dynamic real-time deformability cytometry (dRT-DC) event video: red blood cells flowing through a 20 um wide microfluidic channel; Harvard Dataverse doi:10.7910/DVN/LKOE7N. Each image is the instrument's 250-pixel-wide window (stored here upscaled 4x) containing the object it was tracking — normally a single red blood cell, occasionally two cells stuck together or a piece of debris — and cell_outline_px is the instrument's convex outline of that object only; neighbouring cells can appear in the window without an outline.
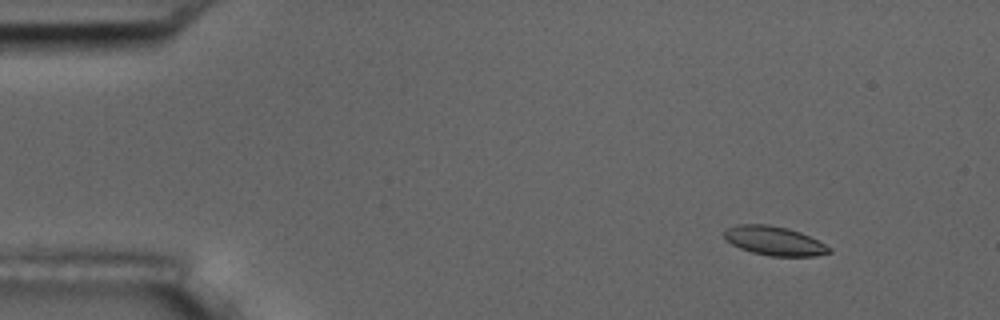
{"species": "common noctule bat (a hibernating species)", "species_latin": "Nyctalus noctula", "temperature_condition": "room temperature", "stored_images_in_passage": 56, "camera_frame_rate_fps": 3000, "um_per_image_px": 0.085, "animal": {"sex": "male", "body_mass_g": 17.5, "forearm_length_mm": 52.3}, "frame": {"image": 1, "passage_image": 7, "time_ms": 2.0, "image_size_px": [1000, 320], "cell_outline_px": [[832, 252], [816, 256], [772, 256], [752, 252], [740, 248], [732, 244], [724, 236], [724, 228], [736, 224], [768, 224], [788, 228], [800, 232], [832, 248]], "centroid_in_image_um": [65.8, 20.46], "position_along_channel_um": 19.2, "area_um2": 17.74}}
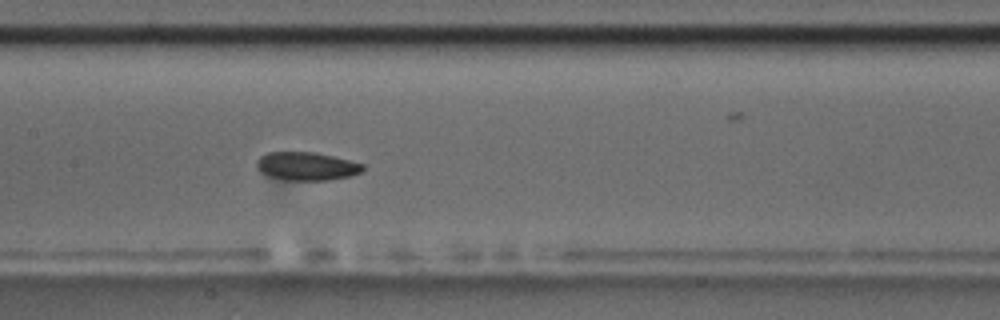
{"frame": {"image": 2, "passage_image": 28, "time_ms": 9.0, "image_size_px": [1000, 320], "cell_outline_px": [[364, 168], [360, 172], [348, 176], [328, 180], [288, 180], [268, 176], [260, 172], [256, 168], [256, 160], [260, 156], [268, 152], [316, 152], [364, 164]], "centroid_in_image_um": [26.01, 14.12], "position_along_channel_um": 181.4, "area_um2": 17.46}}
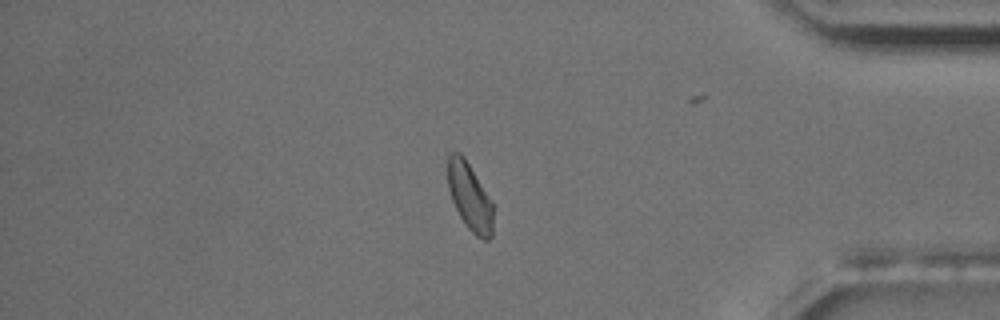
{"frame": {"image": 3, "passage_image": 48, "time_ms": 15.667, "image_size_px": [1000, 320], "cell_outline_px": [[492, 236], [488, 240], [484, 240], [476, 236], [468, 228], [460, 216], [452, 200], [448, 188], [448, 156], [452, 152], [460, 152], [464, 156], [492, 200]], "centroid_in_image_um": [39.93, 16.71], "position_along_channel_um": 395.3, "area_um2": 17.74}, "authors_computed_cell_mechanics": {"area_um2": 18.0047, "velocity_mm_per_s": 3.6383, "shape_relaxation_time_tau1_ms": null, "shape_relaxation_time_tau2_ms": 4.7968, "deformation_change_tau1": null, "deformation_change_tau2": 0.0936}}